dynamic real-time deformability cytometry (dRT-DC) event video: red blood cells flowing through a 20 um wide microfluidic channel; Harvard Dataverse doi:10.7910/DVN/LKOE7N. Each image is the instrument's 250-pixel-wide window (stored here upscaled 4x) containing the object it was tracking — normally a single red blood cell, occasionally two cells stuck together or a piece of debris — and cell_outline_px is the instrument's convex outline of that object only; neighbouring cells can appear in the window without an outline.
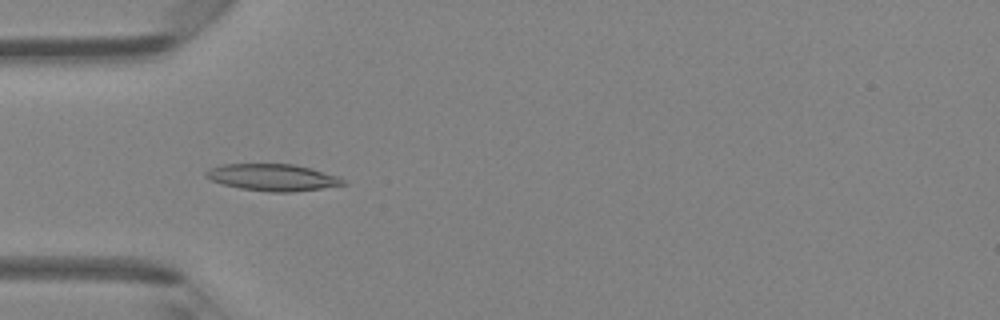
{"species": "Egyptian fruit bat (a non-hibernating species)", "species_latin": "Rousettus aegyptiacus", "temperature_condition": "room temperature", "stored_images_in_passage": 46, "camera_frame_rate_fps": 3000, "um_per_image_px": 0.085, "animal": {"sex": "female"}, "frame": {"image": 1, "passage_image": 14, "time_ms": 4.333, "image_size_px": [1000, 320], "cell_outline_px": [[348, 184], [292, 192], [272, 192], [240, 188], [224, 184], [212, 180], [204, 176], [204, 172], [208, 168], [220, 164], [292, 164], [312, 168], [336, 176], [344, 180]], "centroid_in_image_um": [23.14, 15.07], "position_along_channel_um": 61.9, "area_um2": 21.33}}
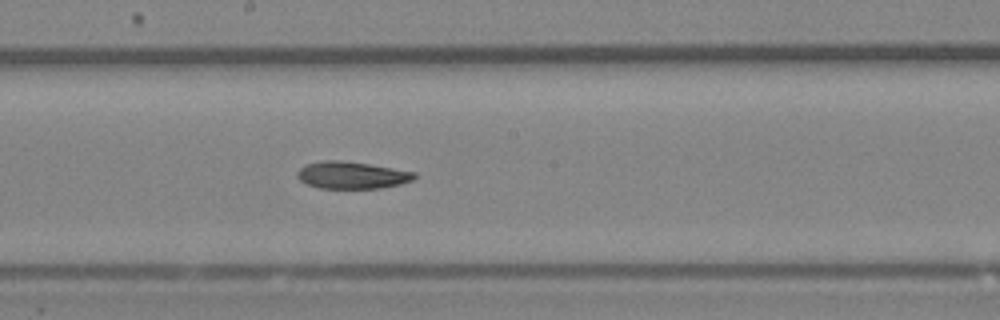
{"frame": {"image": 2, "passage_image": 25, "time_ms": 8.0, "image_size_px": [1000, 320], "cell_outline_px": [[416, 176], [412, 180], [400, 184], [380, 188], [320, 188], [308, 184], [300, 180], [296, 176], [296, 172], [304, 164], [324, 160], [340, 160], [368, 164], [416, 172]], "centroid_in_image_um": [29.87, 14.88], "position_along_channel_um": 218.3, "area_um2": 18.44}}
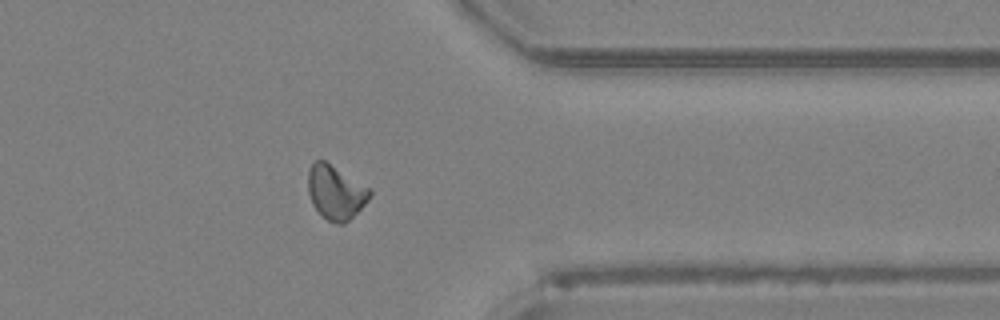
{"frame": {"image": 3, "passage_image": 37, "time_ms": 12.0, "image_size_px": [1000, 320], "cell_outline_px": [[372, 192], [368, 200], [344, 224], [340, 224], [328, 220], [312, 204], [308, 192], [308, 172], [312, 164], [316, 160], [324, 160], [372, 188]], "centroid_in_image_um": [28.54, 16.32], "position_along_channel_um": 382.9, "area_um2": 19.25}, "authors_computed_cell_mechanics": {"area_um2": 19.2763, "velocity_mm_per_s": 4.343, "shape_relaxation_time_tau1_ms": 3.9072, "shape_relaxation_time_tau2_ms": 4.956, "deformation_change_tau1": 0.1298, "deformation_change_tau2": 0.1201}}